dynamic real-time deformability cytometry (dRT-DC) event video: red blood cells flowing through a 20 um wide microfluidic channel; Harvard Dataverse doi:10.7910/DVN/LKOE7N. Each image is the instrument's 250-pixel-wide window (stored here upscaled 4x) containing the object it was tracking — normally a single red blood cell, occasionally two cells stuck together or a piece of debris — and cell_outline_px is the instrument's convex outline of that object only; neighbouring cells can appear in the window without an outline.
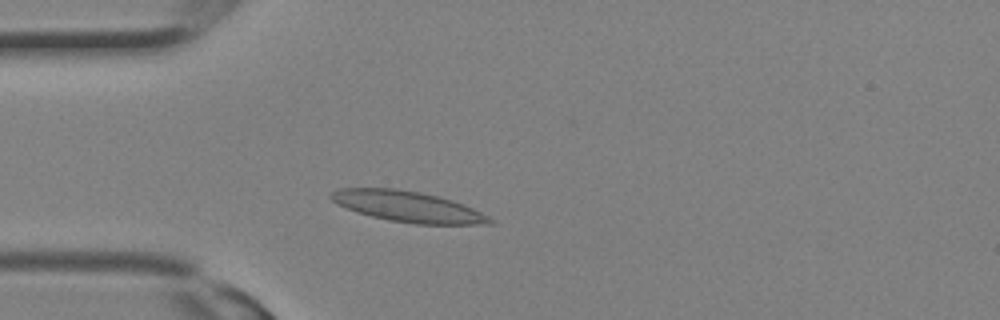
{"species": "Egyptian fruit bat (a non-hibernating species)", "species_latin": "Rousettus aegyptiacus", "temperature_condition": "room temperature", "stored_images_in_passage": 17, "camera_frame_rate_fps": 3000, "um_per_image_px": 0.085, "animal": {"sex": "female"}, "frame": {"image": 1, "passage_image": 5, "time_ms": 1.333, "image_size_px": [1000, 320], "cell_outline_px": [[496, 224], [416, 224], [388, 220], [356, 212], [332, 200], [328, 196], [336, 188], [396, 188], [420, 192], [440, 196], [464, 204], [496, 220]], "centroid_in_image_um": [34.7, 17.55], "position_along_channel_um": 50.3, "area_um2": 28.5}}
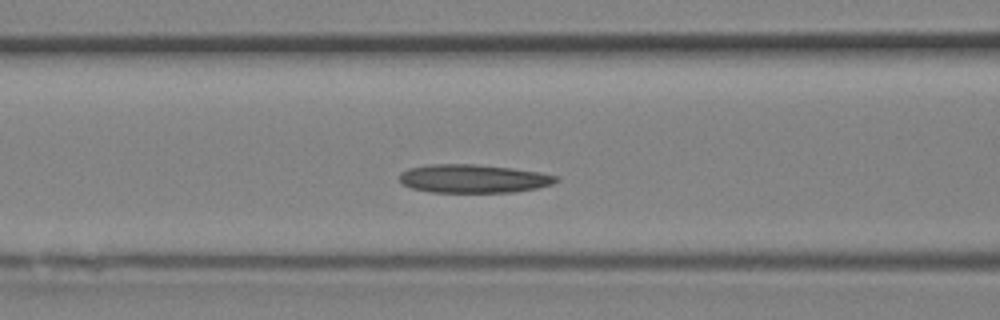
{"frame": {"image": 2, "passage_image": 9, "time_ms": 2.667, "image_size_px": [1000, 320], "cell_outline_px": [[560, 180], [552, 184], [536, 188], [512, 192], [432, 192], [412, 188], [404, 184], [400, 180], [400, 172], [408, 168], [428, 164], [476, 164], [512, 168], [540, 172], [560, 176]], "centroid_in_image_um": [40.26, 15.17], "position_along_channel_um": 126.3, "area_um2": 26.01}}
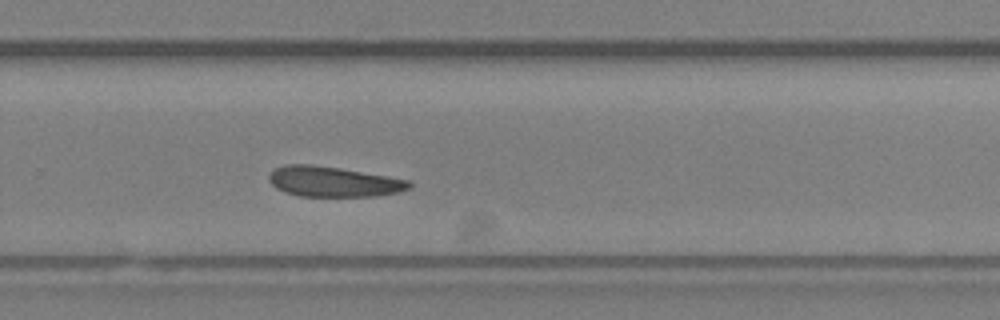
{"frame": {"image": 3, "passage_image": 17, "time_ms": 5.333, "image_size_px": [1000, 320], "cell_outline_px": [[412, 188], [400, 192], [376, 196], [300, 196], [284, 192], [276, 188], [268, 180], [268, 172], [284, 164], [312, 164], [340, 168], [388, 176], [408, 180], [412, 184]], "centroid_in_image_um": [28.32, 15.44], "position_along_channel_um": 301.5, "area_um2": 24.97}}